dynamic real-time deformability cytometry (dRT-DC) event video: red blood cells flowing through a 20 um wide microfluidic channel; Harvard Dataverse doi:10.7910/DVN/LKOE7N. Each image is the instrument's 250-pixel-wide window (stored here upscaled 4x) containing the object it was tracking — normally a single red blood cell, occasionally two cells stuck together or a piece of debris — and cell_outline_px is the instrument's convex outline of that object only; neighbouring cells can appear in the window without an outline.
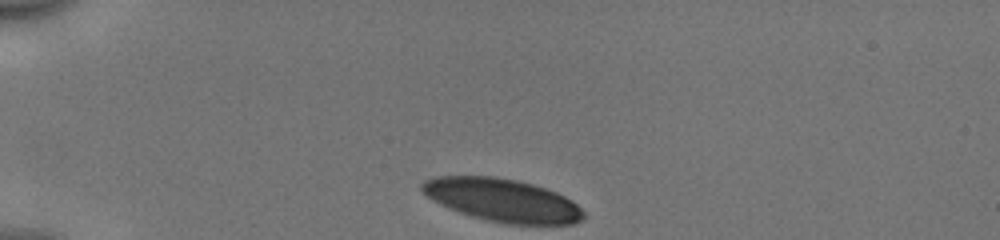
{"species": "human", "species_latin": "Homo sapiens", "temperature_condition": "cold", "stored_images_in_passage": 33, "camera_frame_rate_fps": 3000, "um_per_image_px": 0.085, "donor": {"sex": "male"}, "frame": {"image": 1, "passage_image": 1, "time_ms": 0.0, "image_size_px": [1000, 240], "cell_outline_px": [[584, 220], [576, 224], [504, 224], [472, 216], [448, 208], [432, 200], [420, 188], [420, 184], [424, 180], [432, 176], [492, 176], [516, 180], [532, 184], [556, 192], [572, 200], [584, 212]], "centroid_in_image_um": [42.7, 17.01], "position_along_channel_um": 42.3, "area_um2": 40.52}}
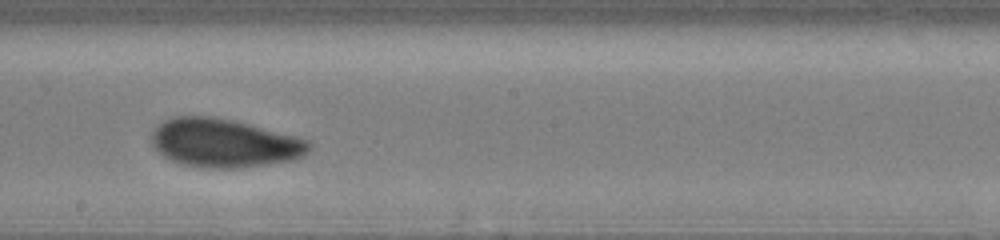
{"frame": {"image": 2, "passage_image": 19, "time_ms": 6.0, "image_size_px": [1000, 240], "cell_outline_px": [[312, 148], [304, 156], [292, 160], [240, 168], [208, 168], [184, 164], [172, 160], [164, 156], [152, 144], [152, 132], [164, 120], [172, 116], [212, 116], [232, 120], [296, 136], [308, 140], [312, 144]], "centroid_in_image_um": [19.09, 12.15], "position_along_channel_um": 229.1, "area_um2": 44.33}}
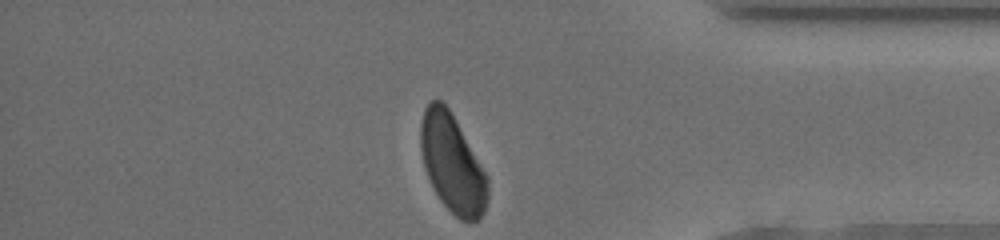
{"frame": {"image": 3, "passage_image": 33, "time_ms": 10.667, "image_size_px": [1000, 240], "cell_outline_px": [[488, 196], [484, 212], [472, 224], [460, 220], [440, 200], [424, 168], [420, 148], [420, 124], [424, 108], [432, 100], [440, 100], [448, 108], [488, 176]], "centroid_in_image_um": [38.44, 13.93], "position_along_channel_um": 396.8, "area_um2": 38.03}, "authors_computed_cell_mechanics": {"area_um2": 43.4656, "velocity_mm_per_s": 3.9403, "shape_relaxation_time_tau1_ms": 2.348, "shape_relaxation_time_tau2_ms": 1.453, "deformation_change_tau1": 0.1137, "deformation_change_tau2": 0.0657}}